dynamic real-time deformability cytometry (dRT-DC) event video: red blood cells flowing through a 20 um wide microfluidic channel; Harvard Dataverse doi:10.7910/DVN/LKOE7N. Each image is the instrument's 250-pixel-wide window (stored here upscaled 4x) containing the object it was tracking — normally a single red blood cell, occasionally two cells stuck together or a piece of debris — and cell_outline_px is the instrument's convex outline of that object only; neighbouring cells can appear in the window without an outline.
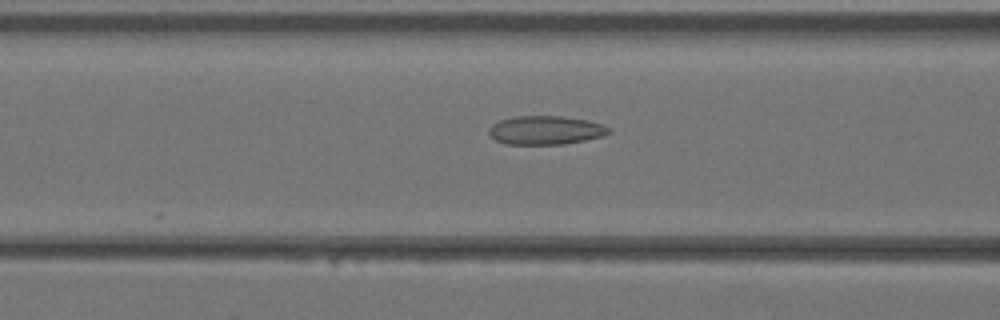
{"species": "Egyptian fruit bat (a non-hibernating species)", "species_latin": "Rousettus aegyptiacus", "temperature_condition": "warm", "stored_images_in_passage": 28, "camera_frame_rate_fps": 3000, "um_per_image_px": 0.085, "animal": {"sex": "female"}, "frame": {"image": 1, "passage_image": 4, "time_ms": 1.0, "image_size_px": [1000, 320], "cell_outline_px": [[612, 132], [604, 136], [564, 144], [508, 144], [496, 140], [488, 132], [488, 128], [492, 124], [500, 120], [516, 116], [564, 116], [588, 120], [604, 124], [612, 128]], "centroid_in_image_um": [46.44, 11.06], "position_along_channel_um": 120.2, "area_um2": 20.23}}
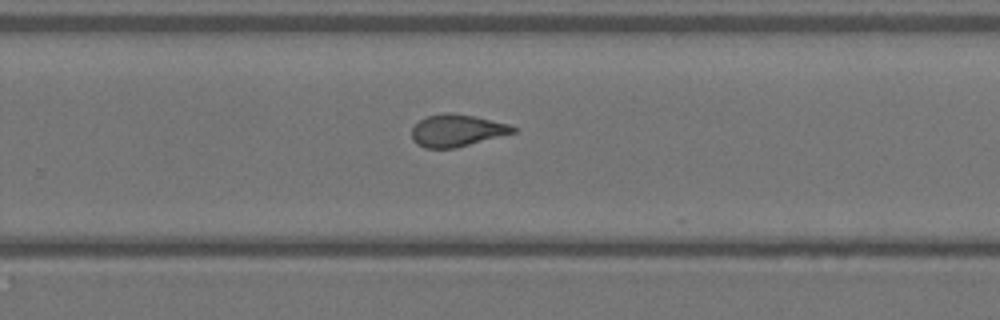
{"frame": {"image": 2, "passage_image": 14, "time_ms": 4.333, "image_size_px": [1000, 320], "cell_outline_px": [[516, 132], [456, 148], [424, 148], [416, 144], [412, 140], [412, 128], [420, 120], [428, 116], [476, 116], [508, 124], [516, 128]], "centroid_in_image_um": [38.84, 11.15], "position_along_channel_um": 291.0, "area_um2": 18.21}}
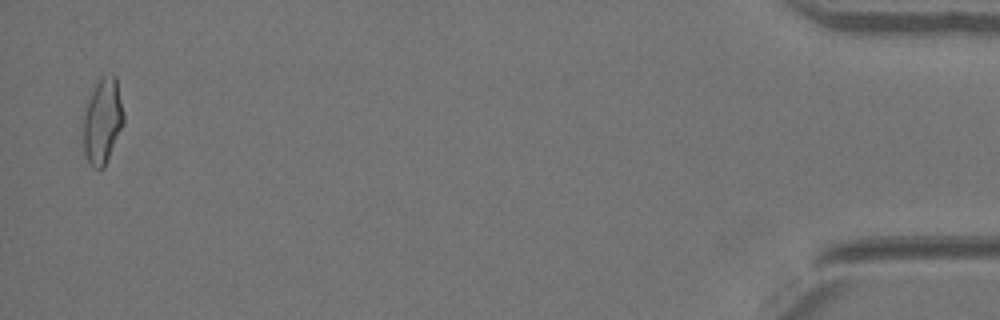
{"frame": {"image": 3, "passage_image": 27, "time_ms": 8.667, "image_size_px": [1000, 320], "cell_outline_px": [[124, 124], [104, 168], [92, 168], [84, 152], [84, 112], [92, 92], [96, 84], [104, 76], [112, 72], [116, 76], [124, 112]], "centroid_in_image_um": [8.75, 10.29], "position_along_channel_um": 426.5, "area_um2": 20.0}}